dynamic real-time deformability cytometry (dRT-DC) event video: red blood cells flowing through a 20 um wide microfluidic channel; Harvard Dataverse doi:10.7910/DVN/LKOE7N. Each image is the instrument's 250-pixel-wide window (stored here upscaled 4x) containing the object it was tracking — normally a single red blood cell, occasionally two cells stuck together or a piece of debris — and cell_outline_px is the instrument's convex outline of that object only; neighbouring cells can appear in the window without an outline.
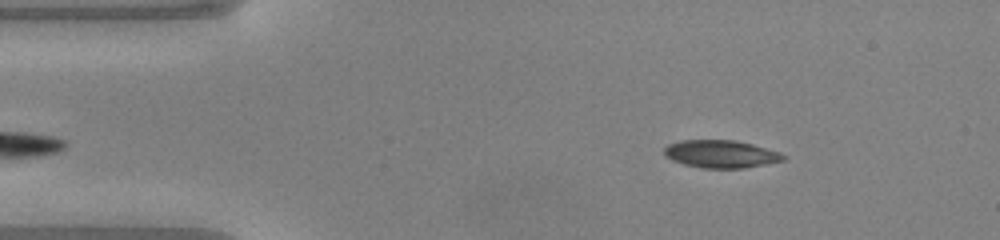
{"species": "common noctule bat (a hibernating species)", "species_latin": "Nyctalus noctula", "temperature_condition": "warm", "stored_images_in_passage": 45, "camera_frame_rate_fps": 3000, "um_per_image_px": 0.085, "animal": {"sex": "male", "body_mass_g": 20.0, "forearm_length_mm": 53.3}, "frame": {"image": 1, "passage_image": 3, "time_ms": 0.667, "image_size_px": [1000, 240], "cell_outline_px": [[788, 156], [784, 160], [744, 168], [704, 168], [684, 164], [672, 160], [664, 156], [664, 148], [668, 144], [680, 140], [736, 140], [752, 144], [780, 152]], "centroid_in_image_um": [61.27, 13.08], "position_along_channel_um": 23.7, "area_um2": 19.25}}
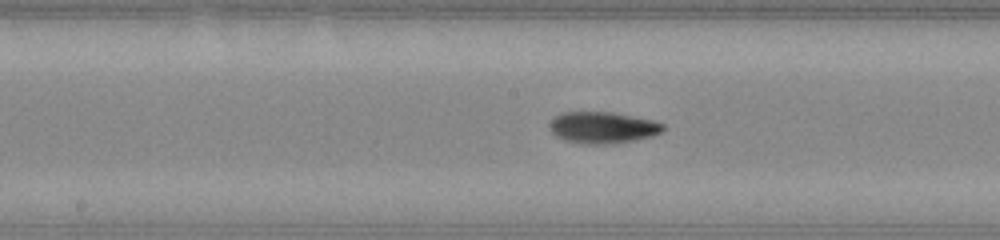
{"frame": {"image": 2, "passage_image": 20, "time_ms": 6.333, "image_size_px": [1000, 240], "cell_outline_px": [[664, 128], [660, 132], [652, 136], [636, 140], [616, 144], [584, 144], [564, 140], [556, 136], [548, 128], [548, 124], [560, 112], [612, 112], [652, 120], [664, 124]], "centroid_in_image_um": [51.2, 10.85], "position_along_channel_um": 197.0, "area_um2": 20.98}}
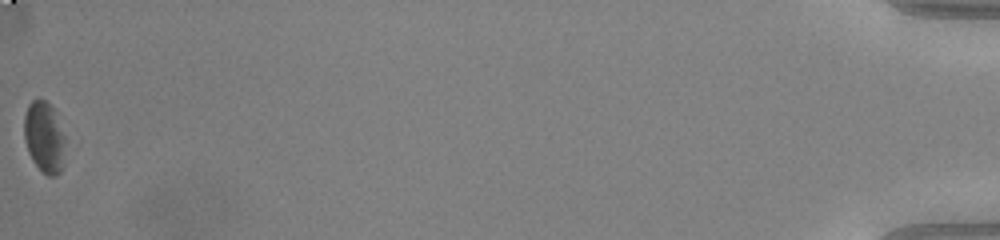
{"frame": {"image": 3, "passage_image": 45, "time_ms": 14.667, "image_size_px": [1000, 240], "cell_outline_px": [[64, 140], [60, 172], [56, 176], [48, 176], [32, 160], [28, 152], [24, 140], [24, 116], [28, 104], [32, 100], [44, 100], [52, 108], [64, 136]], "centroid_in_image_um": [3.71, 11.65], "position_along_channel_um": 431.5, "area_um2": 16.47}, "authors_computed_cell_mechanics": {"area_um2": 19.7676, "velocity_mm_per_s": 4.0934, "shape_relaxation_time_tau1_ms": 3.2808, "shape_relaxation_time_tau2_ms": null, "deformation_change_tau1": 0.115, "deformation_change_tau2": null}}